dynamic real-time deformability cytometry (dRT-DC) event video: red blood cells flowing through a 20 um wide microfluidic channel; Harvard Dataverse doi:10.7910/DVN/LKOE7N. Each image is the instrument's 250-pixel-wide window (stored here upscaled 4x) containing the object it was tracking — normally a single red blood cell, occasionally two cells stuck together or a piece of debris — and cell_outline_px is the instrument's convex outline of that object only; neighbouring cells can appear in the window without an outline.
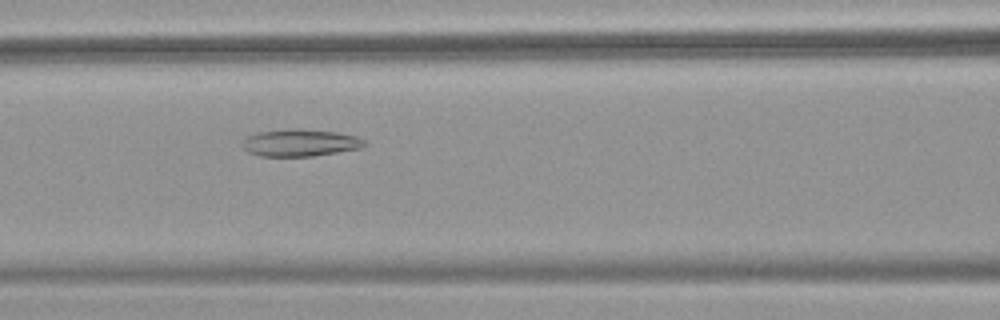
{"species": "common noctule bat (a hibernating species)", "species_latin": "Nyctalus noctula", "temperature_condition": "warm", "stored_images_in_passage": 45, "camera_frame_rate_fps": 3000, "um_per_image_px": 0.085, "animal": {"sex": "female", "body_mass_g": 18.4}, "frame": {"image": 1, "passage_image": 15, "time_ms": 4.667, "image_size_px": [1000, 320], "cell_outline_px": [[368, 144], [360, 148], [312, 156], [260, 156], [248, 152], [240, 144], [248, 136], [260, 132], [292, 128], [296, 128], [336, 132], [356, 136], [364, 140]], "centroid_in_image_um": [25.51, 12.13], "position_along_channel_um": 141.1, "area_um2": 19.19}}
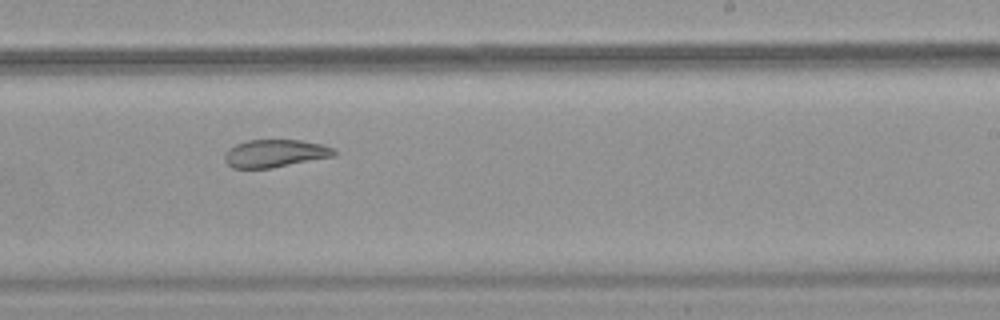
{"frame": {"image": 2, "passage_image": 25, "time_ms": 8.0, "image_size_px": [1000, 320], "cell_outline_px": [[336, 156], [272, 168], [232, 168], [224, 160], [224, 156], [228, 148], [236, 144], [248, 140], [300, 140], [320, 144], [332, 148], [336, 152]], "centroid_in_image_um": [23.36, 13.04], "position_along_channel_um": 265.6, "area_um2": 17.69}}
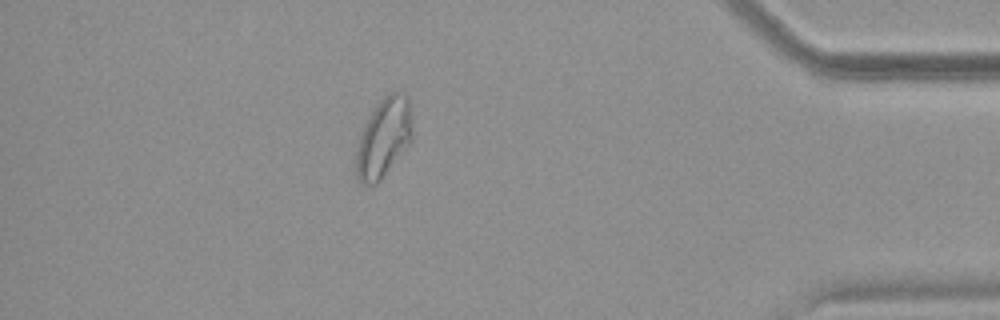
{"frame": {"image": 3, "passage_image": 39, "time_ms": 12.667, "image_size_px": [1000, 320], "cell_outline_px": [[412, 136], [408, 144], [380, 180], [376, 184], [364, 188], [356, 180], [356, 152], [360, 136], [368, 116], [376, 104], [384, 96], [392, 92], [400, 92], [408, 96], [412, 132]], "centroid_in_image_um": [32.57, 11.75], "position_along_channel_um": 402.6, "area_um2": 25.78}, "authors_computed_cell_mechanics": {"area_um2": 22.3108, "velocity_mm_per_s": 3.7552, "shape_relaxation_time_tau1_ms": null, "shape_relaxation_time_tau2_ms": 3.3966, "deformation_change_tau1": null, "deformation_change_tau2": 0.1005}}